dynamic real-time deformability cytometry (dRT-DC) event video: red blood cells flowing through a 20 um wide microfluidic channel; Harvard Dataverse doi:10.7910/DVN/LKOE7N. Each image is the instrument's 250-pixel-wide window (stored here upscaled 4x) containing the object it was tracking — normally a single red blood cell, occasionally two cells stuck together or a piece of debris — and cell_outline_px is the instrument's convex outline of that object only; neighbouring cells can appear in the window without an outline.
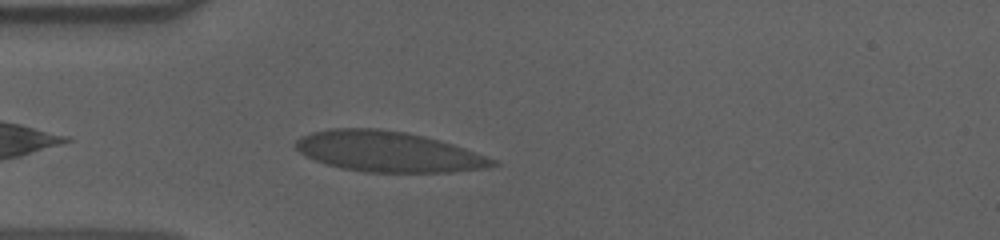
{"species": "human", "species_latin": "Homo sapiens", "temperature_condition": "cold", "stored_images_in_passage": 36, "camera_frame_rate_fps": 3000, "um_per_image_px": 0.085, "donor": {"sex": "male"}, "frame": {"image": 1, "passage_image": 4, "time_ms": 1.0, "image_size_px": [1000, 240], "cell_outline_px": [[500, 164], [488, 168], [452, 172], [364, 172], [340, 168], [324, 164], [300, 152], [292, 144], [300, 136], [312, 132], [332, 128], [376, 128], [408, 132], [440, 140], [464, 148], [496, 160]], "centroid_in_image_um": [32.98, 12.89], "position_along_channel_um": 52.0, "area_um2": 46.64}}
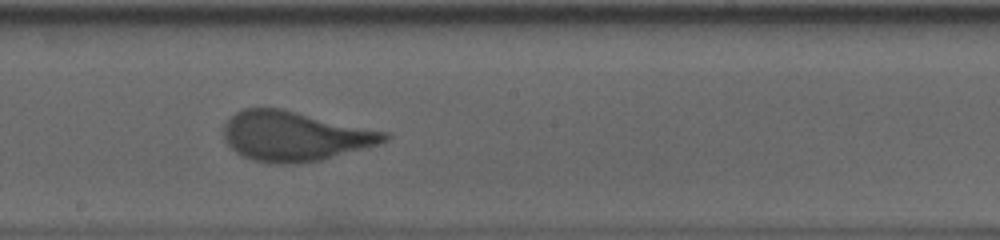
{"frame": {"image": 2, "passage_image": 19, "time_ms": 6.0, "image_size_px": [1000, 240], "cell_outline_px": [[392, 136], [388, 140], [380, 144], [320, 160], [296, 164], [276, 164], [252, 160], [236, 152], [224, 140], [224, 124], [236, 112], [244, 108], [280, 108], [388, 132]], "centroid_in_image_um": [25.06, 11.58], "position_along_channel_um": 223.1, "area_um2": 46.47}}
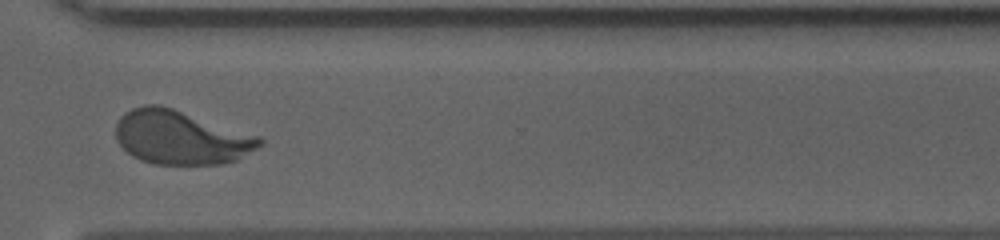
{"frame": {"image": 3, "passage_image": 30, "time_ms": 9.667, "image_size_px": [1000, 240], "cell_outline_px": [[264, 144], [236, 160], [224, 164], [156, 164], [140, 160], [132, 156], [116, 140], [116, 124], [120, 116], [124, 112], [132, 108], [144, 104], [160, 104], [260, 136], [264, 140]], "centroid_in_image_um": [15.37, 11.67], "position_along_channel_um": 355.2, "area_um2": 45.32}, "authors_computed_cell_mechanics": {"area_um2": 46.0377, "velocity_mm_per_s": 3.5982, "shape_relaxation_time_tau1_ms": 4.9208, "shape_relaxation_time_tau2_ms": null, "deformation_change_tau1": 0.1832, "deformation_change_tau2": null}}